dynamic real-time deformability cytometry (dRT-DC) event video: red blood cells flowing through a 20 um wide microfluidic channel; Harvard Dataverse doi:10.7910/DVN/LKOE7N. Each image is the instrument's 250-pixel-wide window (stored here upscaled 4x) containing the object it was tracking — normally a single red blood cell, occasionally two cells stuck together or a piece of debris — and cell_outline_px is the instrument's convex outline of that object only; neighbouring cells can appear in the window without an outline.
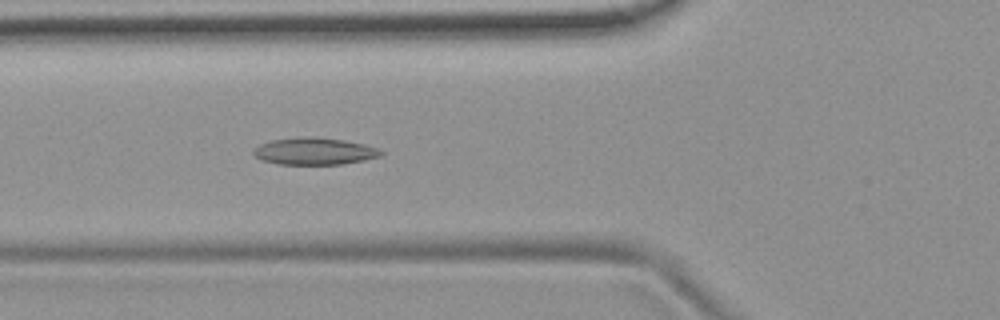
{"species": "common noctule bat (a hibernating species)", "species_latin": "Nyctalus noctula", "temperature_condition": "room temperature", "stored_images_in_passage": 52, "camera_frame_rate_fps": 3000, "um_per_image_px": 0.085, "animal": {"sex": "female", "body_mass_g": 19.9}, "frame": {"image": 1, "passage_image": 19, "time_ms": 6.0, "image_size_px": [1000, 320], "cell_outline_px": [[384, 152], [380, 156], [364, 160], [340, 164], [276, 164], [260, 160], [252, 152], [260, 144], [272, 140], [296, 136], [344, 140], [364, 144], [380, 148]], "centroid_in_image_um": [26.72, 12.86], "position_along_channel_um": 99.1, "area_um2": 20.0}}
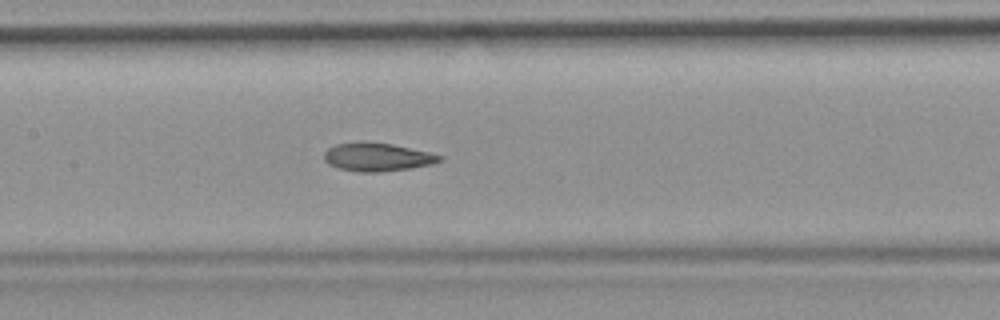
{"frame": {"image": 2, "passage_image": 25, "time_ms": 8.0, "image_size_px": [1000, 320], "cell_outline_px": [[444, 160], [432, 164], [412, 168], [380, 172], [360, 172], [336, 168], [328, 164], [324, 160], [324, 152], [328, 148], [336, 144], [392, 144], [428, 152], [444, 156]], "centroid_in_image_um": [32.1, 13.39], "position_along_channel_um": 175.3, "area_um2": 18.61}}
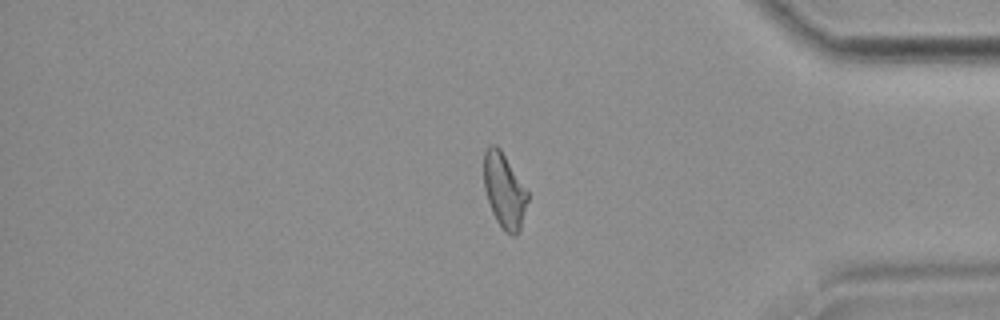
{"frame": {"image": 3, "passage_image": 44, "time_ms": 14.333, "image_size_px": [1000, 320], "cell_outline_px": [[528, 200], [520, 228], [516, 236], [512, 236], [496, 220], [492, 212], [484, 188], [484, 152], [492, 144], [496, 144], [500, 148], [528, 192]], "centroid_in_image_um": [42.86, 16.18], "position_along_channel_um": 392.3, "area_um2": 18.73}, "authors_computed_cell_mechanics": {"area_um2": 19.7965, "velocity_mm_per_s": 3.8014, "shape_relaxation_time_tau1_ms": null, "shape_relaxation_time_tau2_ms": 2.482, "deformation_change_tau1": null, "deformation_change_tau2": 0.0975}}